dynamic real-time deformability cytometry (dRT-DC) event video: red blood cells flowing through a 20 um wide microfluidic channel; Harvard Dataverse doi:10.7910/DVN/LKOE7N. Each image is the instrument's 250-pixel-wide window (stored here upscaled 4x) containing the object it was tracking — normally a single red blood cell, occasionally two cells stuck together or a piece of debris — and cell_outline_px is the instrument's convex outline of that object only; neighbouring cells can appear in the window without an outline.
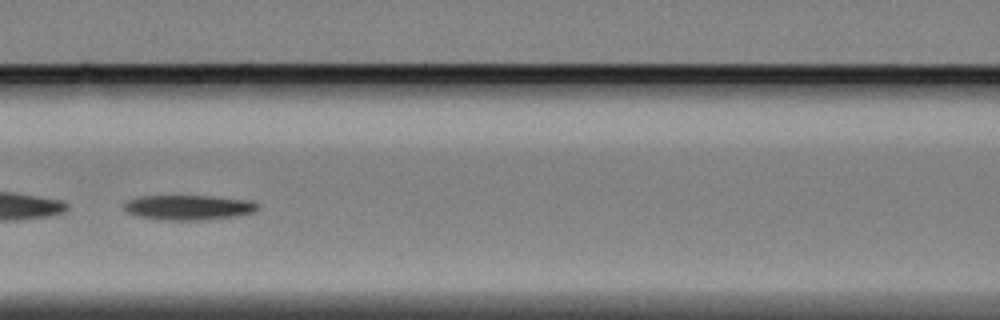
{"species": "Egyptian fruit bat (a non-hibernating species)", "species_latin": "Rousettus aegyptiacus", "temperature_condition": "cold", "stored_images_in_passage": 56, "segment_of_instrument_passage": [2, 2], "camera_frame_rate_fps": 3000, "um_per_image_px": 0.085, "animal": {"sex": "female"}, "frame": {"image": 1, "passage_image": 23, "time_ms": 7.333, "image_size_px": [1000, 320], "cell_outline_px": [[260, 208], [256, 212], [236, 216], [200, 220], [160, 220], [136, 216], [124, 212], [124, 204], [128, 200], [140, 196], [212, 196], [252, 200], [260, 204]], "centroid_in_image_um": [16.05, 17.63], "position_along_channel_um": 150.5, "area_um2": 19.77}}
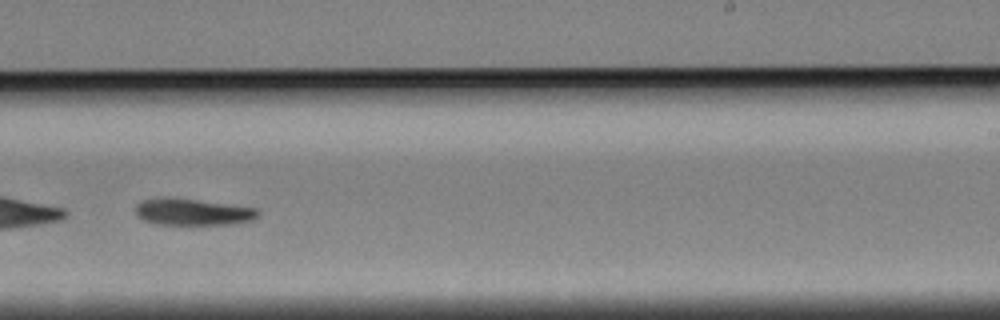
{"frame": {"image": 2, "passage_image": 34, "time_ms": 11.0, "image_size_px": [1000, 320], "cell_outline_px": [[260, 212], [252, 220], [232, 224], [156, 224], [144, 220], [136, 216], [136, 204], [144, 200], [196, 200], [256, 208]], "centroid_in_image_um": [16.42, 18.06], "position_along_channel_um": 272.6, "area_um2": 18.09}}
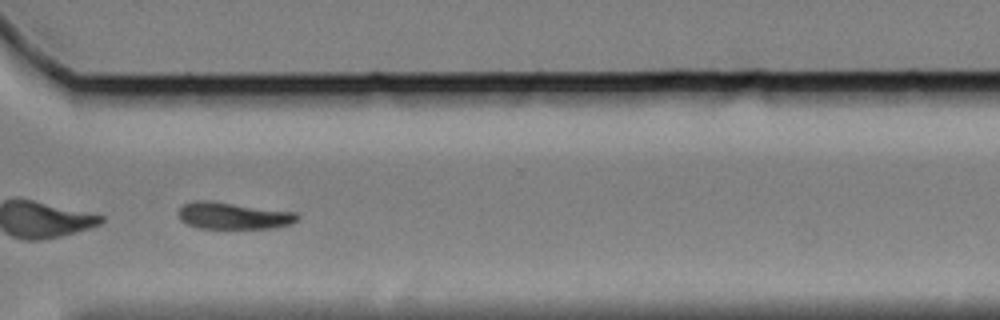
{"frame": {"image": 3, "passage_image": 41, "time_ms": 13.333, "image_size_px": [1000, 320], "cell_outline_px": [[300, 220], [292, 224], [276, 228], [196, 228], [180, 220], [180, 208], [184, 204], [192, 200], [212, 200], [296, 212], [300, 216]], "centroid_in_image_um": [19.89, 18.33], "position_along_channel_um": 350.7, "area_um2": 18.9}}